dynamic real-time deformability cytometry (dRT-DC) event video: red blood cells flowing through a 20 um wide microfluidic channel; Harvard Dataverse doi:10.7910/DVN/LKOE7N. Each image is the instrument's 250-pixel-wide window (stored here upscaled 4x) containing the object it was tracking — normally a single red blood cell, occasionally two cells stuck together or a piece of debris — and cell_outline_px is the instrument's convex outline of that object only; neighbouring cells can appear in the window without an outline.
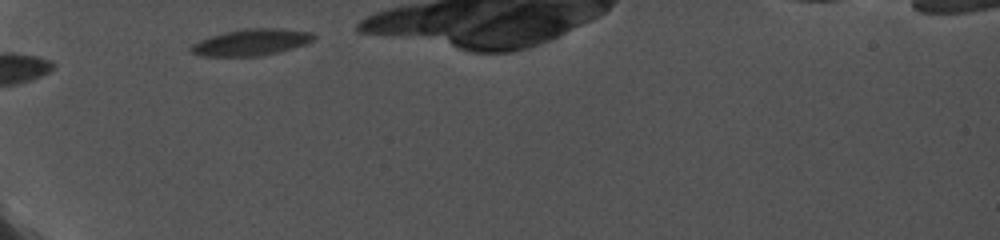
{"species": "common noctule bat (a hibernating species)", "species_latin": "Nyctalus noctula", "temperature_condition": "cold", "stored_images_in_passage": 3, "camera_frame_rate_fps": 5000, "um_per_image_px": 0.085, "animal": {"sex": "female", "body_mass_g": 19.0, "forearm_length_mm": 56.7}, "frame": {"image": 1, "passage_image": 1, "time_ms": 0.0, "image_size_px": [1000, 240], "cell_outline_px": [[316, 36], [312, 40], [304, 44], [292, 48], [260, 56], [200, 56], [188, 52], [188, 48], [192, 44], [200, 40], [224, 32], [244, 28], [280, 28], [312, 32]], "centroid_in_image_um": [21.3, 3.59], "position_along_channel_um": 63.7, "area_um2": 18.96}}